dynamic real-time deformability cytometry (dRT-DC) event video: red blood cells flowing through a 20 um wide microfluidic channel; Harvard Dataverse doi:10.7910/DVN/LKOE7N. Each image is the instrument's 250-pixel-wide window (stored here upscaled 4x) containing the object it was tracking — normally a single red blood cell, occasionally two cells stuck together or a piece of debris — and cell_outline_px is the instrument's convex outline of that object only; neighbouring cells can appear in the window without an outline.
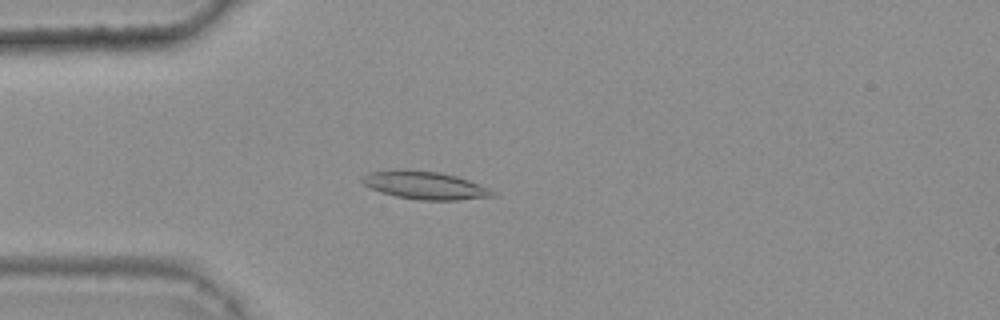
{"species": "common noctule bat (a hibernating species)", "species_latin": "Nyctalus noctula", "temperature_condition": "warm", "stored_images_in_passage": 46, "camera_frame_rate_fps": 3000, "um_per_image_px": 0.085, "animal": {"sex": "female", "body_mass_g": 25.1}, "frame": {"image": 1, "passage_image": 14, "time_ms": 4.333, "image_size_px": [1000, 320], "cell_outline_px": [[496, 196], [456, 200], [420, 200], [396, 196], [380, 192], [364, 184], [360, 180], [368, 172], [396, 168], [408, 168], [440, 172], [456, 176], [468, 180], [488, 188], [496, 192]], "centroid_in_image_um": [36.08, 15.72], "position_along_channel_um": 48.9, "area_um2": 21.44}}
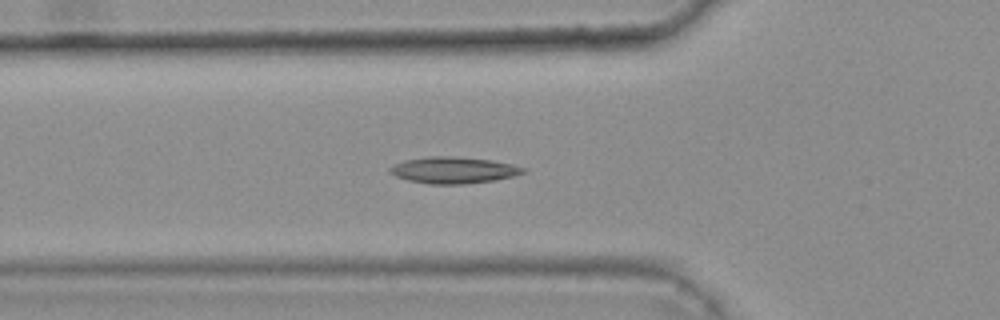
{"frame": {"image": 2, "passage_image": 18, "time_ms": 5.667, "image_size_px": [1000, 320], "cell_outline_px": [[528, 172], [496, 180], [464, 184], [428, 184], [408, 180], [396, 176], [388, 172], [388, 168], [392, 164], [404, 160], [432, 156], [452, 156], [488, 160], [512, 164], [524, 168]], "centroid_in_image_um": [38.51, 14.46], "position_along_channel_um": 87.3, "area_um2": 20.58}}
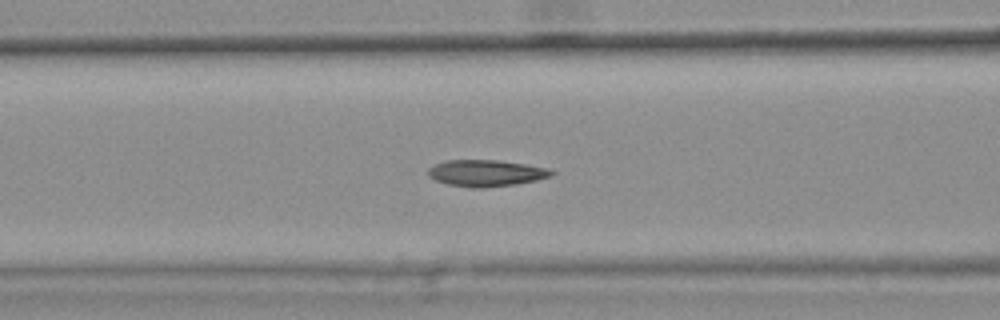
{"frame": {"image": 3, "passage_image": 21, "time_ms": 6.667, "image_size_px": [1000, 320], "cell_outline_px": [[556, 172], [552, 176], [536, 180], [516, 184], [480, 188], [468, 188], [448, 184], [436, 180], [428, 176], [428, 168], [436, 164], [448, 160], [496, 160], [524, 164], [548, 168]], "centroid_in_image_um": [41.32, 14.72], "position_along_channel_um": 125.3, "area_um2": 19.02}, "authors_computed_cell_mechanics": {"area_um2": 18.9006, "velocity_mm_per_s": 3.7627, "shape_relaxation_time_tau1_ms": null, "shape_relaxation_time_tau2_ms": 2.2938, "deformation_change_tau1": null, "deformation_change_tau2": 0.092}}